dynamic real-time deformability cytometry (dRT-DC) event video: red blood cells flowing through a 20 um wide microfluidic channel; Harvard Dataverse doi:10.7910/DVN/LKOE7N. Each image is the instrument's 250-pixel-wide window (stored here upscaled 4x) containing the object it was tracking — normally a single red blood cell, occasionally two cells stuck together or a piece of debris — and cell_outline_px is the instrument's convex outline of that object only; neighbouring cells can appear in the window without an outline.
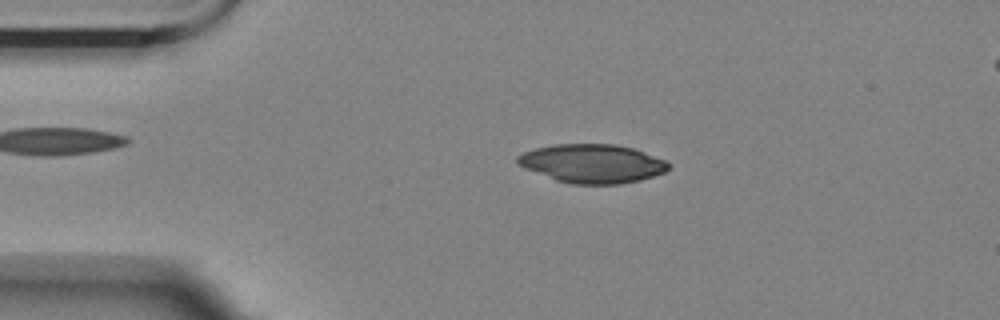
{"species": "Egyptian fruit bat (a non-hibernating species)", "species_latin": "Rousettus aegyptiacus", "temperature_condition": "room temperature", "stored_images_in_passage": 55, "camera_frame_rate_fps": 3000, "um_per_image_px": 0.085, "animal": {"sex": "female"}, "frame": {"image": 1, "passage_image": 10, "time_ms": 3.0, "image_size_px": [1000, 320], "cell_outline_px": [[672, 164], [664, 172], [640, 180], [620, 184], [572, 184], [556, 180], [524, 168], [516, 160], [516, 156], [524, 152], [536, 148], [552, 144], [612, 144], [632, 148], [668, 160]], "centroid_in_image_um": [50.36, 13.9], "position_along_channel_um": 34.6, "area_um2": 34.04}}
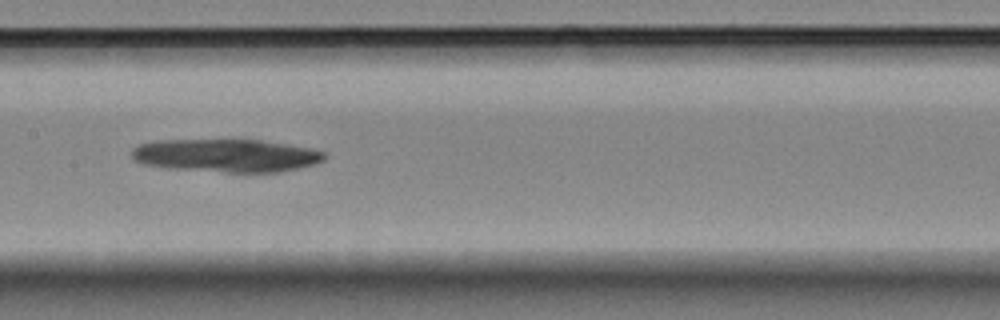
{"frame": {"image": 2, "passage_image": 26, "time_ms": 8.333, "image_size_px": [1000, 320], "cell_outline_px": [[324, 160], [316, 164], [300, 168], [280, 172], [224, 172], [164, 168], [144, 164], [136, 160], [132, 156], [132, 148], [140, 144], [156, 140], [260, 140], [312, 148], [324, 152]], "centroid_in_image_um": [19.24, 13.22], "position_along_channel_um": 188.2, "area_um2": 37.17}}
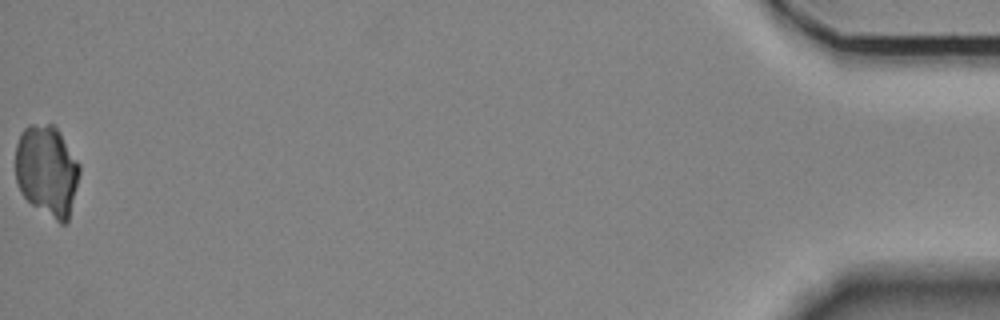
{"frame": {"image": 3, "passage_image": 55, "time_ms": 18.0, "image_size_px": [1000, 320], "cell_outline_px": [[80, 172], [68, 220], [64, 224], [60, 224], [32, 204], [20, 192], [16, 180], [16, 144], [20, 132], [28, 124], [52, 124], [60, 132], [80, 164]], "centroid_in_image_um": [3.98, 14.49], "position_along_channel_um": 431.2, "area_um2": 34.04}}